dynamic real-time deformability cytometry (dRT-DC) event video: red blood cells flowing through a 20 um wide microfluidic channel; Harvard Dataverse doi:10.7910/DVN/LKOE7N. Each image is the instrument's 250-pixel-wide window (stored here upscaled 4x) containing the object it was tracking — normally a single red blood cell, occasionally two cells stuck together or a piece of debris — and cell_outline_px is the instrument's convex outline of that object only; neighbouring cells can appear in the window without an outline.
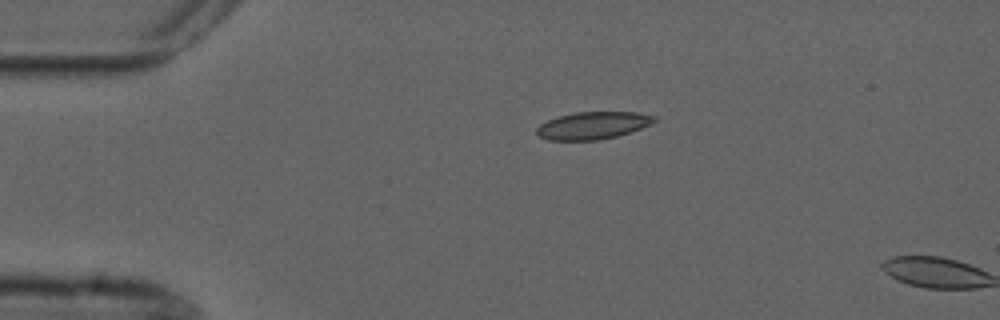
{"species": "common noctule bat (a hibernating species)", "species_latin": "Nyctalus noctula", "temperature_condition": "cold", "stored_images_in_passage": 2, "camera_frame_rate_fps": 3000, "um_per_image_px": 0.085, "animal": {"sex": "male", "forearm_length_mm": 52.5}, "frame": {"image": 1, "passage_image": 1, "time_ms": 0.0, "image_size_px": [1000, 320], "cell_outline_px": [[656, 120], [640, 128], [616, 136], [600, 140], [548, 140], [540, 136], [536, 132], [536, 128], [540, 124], [548, 120], [560, 116], [576, 112], [636, 112], [656, 116]], "centroid_in_image_um": [50.37, 10.66], "position_along_channel_um": 34.6, "area_um2": 18.5}}